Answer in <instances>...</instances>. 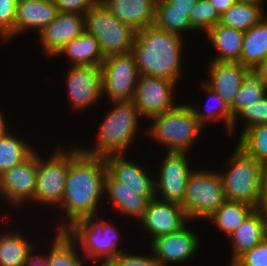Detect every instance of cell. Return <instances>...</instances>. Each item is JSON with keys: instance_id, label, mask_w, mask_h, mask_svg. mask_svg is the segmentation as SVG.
Listing matches in <instances>:
<instances>
[{"instance_id": "83f0119b", "label": "cell", "mask_w": 267, "mask_h": 266, "mask_svg": "<svg viewBox=\"0 0 267 266\" xmlns=\"http://www.w3.org/2000/svg\"><path fill=\"white\" fill-rule=\"evenodd\" d=\"M264 9L262 4L238 0L220 16L219 24L245 32L266 16Z\"/></svg>"}, {"instance_id": "f907efd6", "label": "cell", "mask_w": 267, "mask_h": 266, "mask_svg": "<svg viewBox=\"0 0 267 266\" xmlns=\"http://www.w3.org/2000/svg\"><path fill=\"white\" fill-rule=\"evenodd\" d=\"M229 266H239L236 262L230 263Z\"/></svg>"}, {"instance_id": "ba28073f", "label": "cell", "mask_w": 267, "mask_h": 266, "mask_svg": "<svg viewBox=\"0 0 267 266\" xmlns=\"http://www.w3.org/2000/svg\"><path fill=\"white\" fill-rule=\"evenodd\" d=\"M85 31L97 39L105 57L131 53L137 32L119 21L100 0L85 14Z\"/></svg>"}, {"instance_id": "484cf974", "label": "cell", "mask_w": 267, "mask_h": 266, "mask_svg": "<svg viewBox=\"0 0 267 266\" xmlns=\"http://www.w3.org/2000/svg\"><path fill=\"white\" fill-rule=\"evenodd\" d=\"M256 25L244 32L243 47L239 62L255 68L267 58V13Z\"/></svg>"}, {"instance_id": "cb8c5ba5", "label": "cell", "mask_w": 267, "mask_h": 266, "mask_svg": "<svg viewBox=\"0 0 267 266\" xmlns=\"http://www.w3.org/2000/svg\"><path fill=\"white\" fill-rule=\"evenodd\" d=\"M206 34L215 51L218 52L210 61L239 62L243 47V31L218 23Z\"/></svg>"}, {"instance_id": "836d02e7", "label": "cell", "mask_w": 267, "mask_h": 266, "mask_svg": "<svg viewBox=\"0 0 267 266\" xmlns=\"http://www.w3.org/2000/svg\"><path fill=\"white\" fill-rule=\"evenodd\" d=\"M158 29L184 36L186 31H194L191 26L187 11L170 10V5L165 0H160L155 5L154 24Z\"/></svg>"}, {"instance_id": "f546056e", "label": "cell", "mask_w": 267, "mask_h": 266, "mask_svg": "<svg viewBox=\"0 0 267 266\" xmlns=\"http://www.w3.org/2000/svg\"><path fill=\"white\" fill-rule=\"evenodd\" d=\"M14 133L9 126L0 133V175L13 166L26 160L36 149Z\"/></svg>"}, {"instance_id": "c3c4849f", "label": "cell", "mask_w": 267, "mask_h": 266, "mask_svg": "<svg viewBox=\"0 0 267 266\" xmlns=\"http://www.w3.org/2000/svg\"><path fill=\"white\" fill-rule=\"evenodd\" d=\"M241 1H249V2H255V3H259L262 4L264 3L265 0H241Z\"/></svg>"}, {"instance_id": "4316f807", "label": "cell", "mask_w": 267, "mask_h": 266, "mask_svg": "<svg viewBox=\"0 0 267 266\" xmlns=\"http://www.w3.org/2000/svg\"><path fill=\"white\" fill-rule=\"evenodd\" d=\"M36 246L34 243H30V240L21 232L13 229L1 232L0 266H25L28 254Z\"/></svg>"}, {"instance_id": "603a6c76", "label": "cell", "mask_w": 267, "mask_h": 266, "mask_svg": "<svg viewBox=\"0 0 267 266\" xmlns=\"http://www.w3.org/2000/svg\"><path fill=\"white\" fill-rule=\"evenodd\" d=\"M123 24L135 31L152 26L155 20L153 0H100Z\"/></svg>"}, {"instance_id": "bcb514c9", "label": "cell", "mask_w": 267, "mask_h": 266, "mask_svg": "<svg viewBox=\"0 0 267 266\" xmlns=\"http://www.w3.org/2000/svg\"><path fill=\"white\" fill-rule=\"evenodd\" d=\"M255 69L259 72L265 86L267 87V58L264 59L258 66H256Z\"/></svg>"}, {"instance_id": "2e32d148", "label": "cell", "mask_w": 267, "mask_h": 266, "mask_svg": "<svg viewBox=\"0 0 267 266\" xmlns=\"http://www.w3.org/2000/svg\"><path fill=\"white\" fill-rule=\"evenodd\" d=\"M138 222L142 231L149 233V239L179 231L190 223L181 205L157 198L150 201Z\"/></svg>"}, {"instance_id": "e575fe53", "label": "cell", "mask_w": 267, "mask_h": 266, "mask_svg": "<svg viewBox=\"0 0 267 266\" xmlns=\"http://www.w3.org/2000/svg\"><path fill=\"white\" fill-rule=\"evenodd\" d=\"M237 146L262 165L267 164V124L242 131Z\"/></svg>"}, {"instance_id": "5b68a950", "label": "cell", "mask_w": 267, "mask_h": 266, "mask_svg": "<svg viewBox=\"0 0 267 266\" xmlns=\"http://www.w3.org/2000/svg\"><path fill=\"white\" fill-rule=\"evenodd\" d=\"M119 229L117 230L111 221L97 215L81 218L64 231L79 246L80 255L87 259L86 261L90 259L96 264L97 261L101 263L103 260L101 266H105L112 258L125 252L118 249L121 243Z\"/></svg>"}, {"instance_id": "f1b7e54d", "label": "cell", "mask_w": 267, "mask_h": 266, "mask_svg": "<svg viewBox=\"0 0 267 266\" xmlns=\"http://www.w3.org/2000/svg\"><path fill=\"white\" fill-rule=\"evenodd\" d=\"M255 209L245 202H225L206 220H212L213 225L227 238L243 223L247 216Z\"/></svg>"}, {"instance_id": "52a82bcc", "label": "cell", "mask_w": 267, "mask_h": 266, "mask_svg": "<svg viewBox=\"0 0 267 266\" xmlns=\"http://www.w3.org/2000/svg\"><path fill=\"white\" fill-rule=\"evenodd\" d=\"M197 168L189 174L181 206L189 221H206L226 198L218 171Z\"/></svg>"}, {"instance_id": "4fadbf2b", "label": "cell", "mask_w": 267, "mask_h": 266, "mask_svg": "<svg viewBox=\"0 0 267 266\" xmlns=\"http://www.w3.org/2000/svg\"><path fill=\"white\" fill-rule=\"evenodd\" d=\"M66 75V92L70 106L76 112L91 108L102 97V67L69 65Z\"/></svg>"}, {"instance_id": "d590c367", "label": "cell", "mask_w": 267, "mask_h": 266, "mask_svg": "<svg viewBox=\"0 0 267 266\" xmlns=\"http://www.w3.org/2000/svg\"><path fill=\"white\" fill-rule=\"evenodd\" d=\"M243 119V130L245 131L257 125L267 124V95L257 100L252 105L242 108L234 117L231 124V135L235 133L238 119Z\"/></svg>"}, {"instance_id": "681fc988", "label": "cell", "mask_w": 267, "mask_h": 266, "mask_svg": "<svg viewBox=\"0 0 267 266\" xmlns=\"http://www.w3.org/2000/svg\"><path fill=\"white\" fill-rule=\"evenodd\" d=\"M17 1H31V2H35V1H44V0H17Z\"/></svg>"}, {"instance_id": "7dc6e473", "label": "cell", "mask_w": 267, "mask_h": 266, "mask_svg": "<svg viewBox=\"0 0 267 266\" xmlns=\"http://www.w3.org/2000/svg\"><path fill=\"white\" fill-rule=\"evenodd\" d=\"M6 117L3 115V112L0 110V133L7 127Z\"/></svg>"}, {"instance_id": "277c9868", "label": "cell", "mask_w": 267, "mask_h": 266, "mask_svg": "<svg viewBox=\"0 0 267 266\" xmlns=\"http://www.w3.org/2000/svg\"><path fill=\"white\" fill-rule=\"evenodd\" d=\"M149 121L152 124L143 135L151 137L164 149L166 147L165 152L188 153L204 130L190 104L186 103L178 104L174 109L154 116Z\"/></svg>"}, {"instance_id": "e0dca14e", "label": "cell", "mask_w": 267, "mask_h": 266, "mask_svg": "<svg viewBox=\"0 0 267 266\" xmlns=\"http://www.w3.org/2000/svg\"><path fill=\"white\" fill-rule=\"evenodd\" d=\"M84 32L85 15L59 12L56 18L37 34L42 44V52L53 58L65 44Z\"/></svg>"}, {"instance_id": "d6986e66", "label": "cell", "mask_w": 267, "mask_h": 266, "mask_svg": "<svg viewBox=\"0 0 267 266\" xmlns=\"http://www.w3.org/2000/svg\"><path fill=\"white\" fill-rule=\"evenodd\" d=\"M207 66L209 80L203 79L202 82L230 106L242 85L243 75L248 67L240 62L221 61H209Z\"/></svg>"}, {"instance_id": "ffe728a7", "label": "cell", "mask_w": 267, "mask_h": 266, "mask_svg": "<svg viewBox=\"0 0 267 266\" xmlns=\"http://www.w3.org/2000/svg\"><path fill=\"white\" fill-rule=\"evenodd\" d=\"M267 237V214L255 208L243 223L229 236L231 261L235 262Z\"/></svg>"}, {"instance_id": "ab89813d", "label": "cell", "mask_w": 267, "mask_h": 266, "mask_svg": "<svg viewBox=\"0 0 267 266\" xmlns=\"http://www.w3.org/2000/svg\"><path fill=\"white\" fill-rule=\"evenodd\" d=\"M235 262L239 266H267V237Z\"/></svg>"}, {"instance_id": "7a4b0ae2", "label": "cell", "mask_w": 267, "mask_h": 266, "mask_svg": "<svg viewBox=\"0 0 267 266\" xmlns=\"http://www.w3.org/2000/svg\"><path fill=\"white\" fill-rule=\"evenodd\" d=\"M184 37L154 25L136 32L131 54L140 75L178 82L182 78Z\"/></svg>"}, {"instance_id": "8fae6325", "label": "cell", "mask_w": 267, "mask_h": 266, "mask_svg": "<svg viewBox=\"0 0 267 266\" xmlns=\"http://www.w3.org/2000/svg\"><path fill=\"white\" fill-rule=\"evenodd\" d=\"M176 85L172 80L139 75L132 101L140 117L149 121L154 116L174 109L178 105L174 102Z\"/></svg>"}, {"instance_id": "44dd1931", "label": "cell", "mask_w": 267, "mask_h": 266, "mask_svg": "<svg viewBox=\"0 0 267 266\" xmlns=\"http://www.w3.org/2000/svg\"><path fill=\"white\" fill-rule=\"evenodd\" d=\"M109 198L111 206L119 213L137 221L144 215L151 200L156 197L139 196L125 184L117 181L108 171L104 181V196ZM135 218V219H134Z\"/></svg>"}, {"instance_id": "74e56055", "label": "cell", "mask_w": 267, "mask_h": 266, "mask_svg": "<svg viewBox=\"0 0 267 266\" xmlns=\"http://www.w3.org/2000/svg\"><path fill=\"white\" fill-rule=\"evenodd\" d=\"M17 0H0V39H15V16Z\"/></svg>"}, {"instance_id": "9a60e30c", "label": "cell", "mask_w": 267, "mask_h": 266, "mask_svg": "<svg viewBox=\"0 0 267 266\" xmlns=\"http://www.w3.org/2000/svg\"><path fill=\"white\" fill-rule=\"evenodd\" d=\"M186 224L179 231L151 239L150 250L161 266L189 262L200 246L199 236Z\"/></svg>"}, {"instance_id": "7c38bea8", "label": "cell", "mask_w": 267, "mask_h": 266, "mask_svg": "<svg viewBox=\"0 0 267 266\" xmlns=\"http://www.w3.org/2000/svg\"><path fill=\"white\" fill-rule=\"evenodd\" d=\"M160 163L158 177L155 176L156 198L181 205L184 200L190 168L186 152H166ZM158 178V179H157Z\"/></svg>"}, {"instance_id": "f6af8a7d", "label": "cell", "mask_w": 267, "mask_h": 266, "mask_svg": "<svg viewBox=\"0 0 267 266\" xmlns=\"http://www.w3.org/2000/svg\"><path fill=\"white\" fill-rule=\"evenodd\" d=\"M238 0H209L212 7L221 16L231 6H233Z\"/></svg>"}, {"instance_id": "5bb4252c", "label": "cell", "mask_w": 267, "mask_h": 266, "mask_svg": "<svg viewBox=\"0 0 267 266\" xmlns=\"http://www.w3.org/2000/svg\"><path fill=\"white\" fill-rule=\"evenodd\" d=\"M37 149L23 162L13 166L0 175V194L2 200L12 207L22 208L31 203L36 190Z\"/></svg>"}, {"instance_id": "7402d4cb", "label": "cell", "mask_w": 267, "mask_h": 266, "mask_svg": "<svg viewBox=\"0 0 267 266\" xmlns=\"http://www.w3.org/2000/svg\"><path fill=\"white\" fill-rule=\"evenodd\" d=\"M59 14L58 8L52 0L17 1L15 16V37L20 33L37 30L40 32L49 25ZM17 35V36H16Z\"/></svg>"}, {"instance_id": "8d00e7d4", "label": "cell", "mask_w": 267, "mask_h": 266, "mask_svg": "<svg viewBox=\"0 0 267 266\" xmlns=\"http://www.w3.org/2000/svg\"><path fill=\"white\" fill-rule=\"evenodd\" d=\"M189 19L194 31L206 33L220 22V16L210 4L209 0H198L192 9Z\"/></svg>"}, {"instance_id": "4dcf8cb0", "label": "cell", "mask_w": 267, "mask_h": 266, "mask_svg": "<svg viewBox=\"0 0 267 266\" xmlns=\"http://www.w3.org/2000/svg\"><path fill=\"white\" fill-rule=\"evenodd\" d=\"M55 236L49 252H45V257L49 266H84L82 255H79V250L76 243L68 236L65 231L54 232ZM83 260V261H82Z\"/></svg>"}, {"instance_id": "d6a6232c", "label": "cell", "mask_w": 267, "mask_h": 266, "mask_svg": "<svg viewBox=\"0 0 267 266\" xmlns=\"http://www.w3.org/2000/svg\"><path fill=\"white\" fill-rule=\"evenodd\" d=\"M267 95V87L255 68H248L243 75V82L229 106L234 117L242 108L252 105Z\"/></svg>"}, {"instance_id": "3957f363", "label": "cell", "mask_w": 267, "mask_h": 266, "mask_svg": "<svg viewBox=\"0 0 267 266\" xmlns=\"http://www.w3.org/2000/svg\"><path fill=\"white\" fill-rule=\"evenodd\" d=\"M110 103L113 108L106 113L97 129L94 147L80 146L86 155L102 158L125 155V152L129 151L127 149L134 144L137 132L140 131L139 122L142 119L136 106L132 100Z\"/></svg>"}, {"instance_id": "1f68e13d", "label": "cell", "mask_w": 267, "mask_h": 266, "mask_svg": "<svg viewBox=\"0 0 267 266\" xmlns=\"http://www.w3.org/2000/svg\"><path fill=\"white\" fill-rule=\"evenodd\" d=\"M199 85H201L200 88L202 87L203 89L202 91L208 94L209 97L206 102V104L208 105H205L206 108V110L204 109L205 112L204 110L202 111L199 108H196L192 104L190 105L199 123L204 127L207 124H209V121L211 123L212 122L216 123L222 120V122L224 121L223 123L225 124L224 125V128H226L225 131L230 136L231 124L233 121V116L230 107L228 106L227 103L223 101V99L217 93H215L213 90L207 87L203 82H201ZM209 103H211L212 105L210 104L211 105L210 106Z\"/></svg>"}, {"instance_id": "ac0fdd59", "label": "cell", "mask_w": 267, "mask_h": 266, "mask_svg": "<svg viewBox=\"0 0 267 266\" xmlns=\"http://www.w3.org/2000/svg\"><path fill=\"white\" fill-rule=\"evenodd\" d=\"M107 171L119 182L139 196L156 197L155 179L137 161L125 155H111L104 158Z\"/></svg>"}, {"instance_id": "7bdbcfd3", "label": "cell", "mask_w": 267, "mask_h": 266, "mask_svg": "<svg viewBox=\"0 0 267 266\" xmlns=\"http://www.w3.org/2000/svg\"><path fill=\"white\" fill-rule=\"evenodd\" d=\"M170 5V10L187 11L190 15L198 0H165Z\"/></svg>"}, {"instance_id": "30bf717a", "label": "cell", "mask_w": 267, "mask_h": 266, "mask_svg": "<svg viewBox=\"0 0 267 266\" xmlns=\"http://www.w3.org/2000/svg\"><path fill=\"white\" fill-rule=\"evenodd\" d=\"M102 67V97L108 101L133 100L139 77L134 56L131 53L106 56Z\"/></svg>"}, {"instance_id": "60d3db41", "label": "cell", "mask_w": 267, "mask_h": 266, "mask_svg": "<svg viewBox=\"0 0 267 266\" xmlns=\"http://www.w3.org/2000/svg\"><path fill=\"white\" fill-rule=\"evenodd\" d=\"M59 12L85 15L99 0H52Z\"/></svg>"}, {"instance_id": "6da1fadb", "label": "cell", "mask_w": 267, "mask_h": 266, "mask_svg": "<svg viewBox=\"0 0 267 266\" xmlns=\"http://www.w3.org/2000/svg\"><path fill=\"white\" fill-rule=\"evenodd\" d=\"M69 147L70 165L64 195L61 204L56 208L62 207L67 219L60 217L59 221L55 220L56 231H64L81 218L97 216L100 214L99 203L104 200V181L107 173L105 159L86 155L79 145Z\"/></svg>"}, {"instance_id": "8992f818", "label": "cell", "mask_w": 267, "mask_h": 266, "mask_svg": "<svg viewBox=\"0 0 267 266\" xmlns=\"http://www.w3.org/2000/svg\"><path fill=\"white\" fill-rule=\"evenodd\" d=\"M225 161L226 170L218 171L226 200L245 202L257 208L263 165L236 146Z\"/></svg>"}, {"instance_id": "ee69618b", "label": "cell", "mask_w": 267, "mask_h": 266, "mask_svg": "<svg viewBox=\"0 0 267 266\" xmlns=\"http://www.w3.org/2000/svg\"><path fill=\"white\" fill-rule=\"evenodd\" d=\"M36 249H34L28 254L27 261L25 263V266H49L47 259L45 257V253L41 251V255L36 253Z\"/></svg>"}, {"instance_id": "b9f144b4", "label": "cell", "mask_w": 267, "mask_h": 266, "mask_svg": "<svg viewBox=\"0 0 267 266\" xmlns=\"http://www.w3.org/2000/svg\"><path fill=\"white\" fill-rule=\"evenodd\" d=\"M257 209L267 214V164L263 165L260 177V193Z\"/></svg>"}, {"instance_id": "d4e9b609", "label": "cell", "mask_w": 267, "mask_h": 266, "mask_svg": "<svg viewBox=\"0 0 267 266\" xmlns=\"http://www.w3.org/2000/svg\"><path fill=\"white\" fill-rule=\"evenodd\" d=\"M62 55H64V57L66 56L71 66H101L105 59L97 39L86 31L79 37L65 44L53 58L61 57Z\"/></svg>"}, {"instance_id": "f35d334b", "label": "cell", "mask_w": 267, "mask_h": 266, "mask_svg": "<svg viewBox=\"0 0 267 266\" xmlns=\"http://www.w3.org/2000/svg\"><path fill=\"white\" fill-rule=\"evenodd\" d=\"M132 252H124L115 258H112L105 266H161L151 255H135Z\"/></svg>"}, {"instance_id": "9c48e42d", "label": "cell", "mask_w": 267, "mask_h": 266, "mask_svg": "<svg viewBox=\"0 0 267 266\" xmlns=\"http://www.w3.org/2000/svg\"><path fill=\"white\" fill-rule=\"evenodd\" d=\"M62 148L58 146L47 159L37 152L36 190L32 204L41 203L47 208L61 204L70 165V148Z\"/></svg>"}]
</instances>
